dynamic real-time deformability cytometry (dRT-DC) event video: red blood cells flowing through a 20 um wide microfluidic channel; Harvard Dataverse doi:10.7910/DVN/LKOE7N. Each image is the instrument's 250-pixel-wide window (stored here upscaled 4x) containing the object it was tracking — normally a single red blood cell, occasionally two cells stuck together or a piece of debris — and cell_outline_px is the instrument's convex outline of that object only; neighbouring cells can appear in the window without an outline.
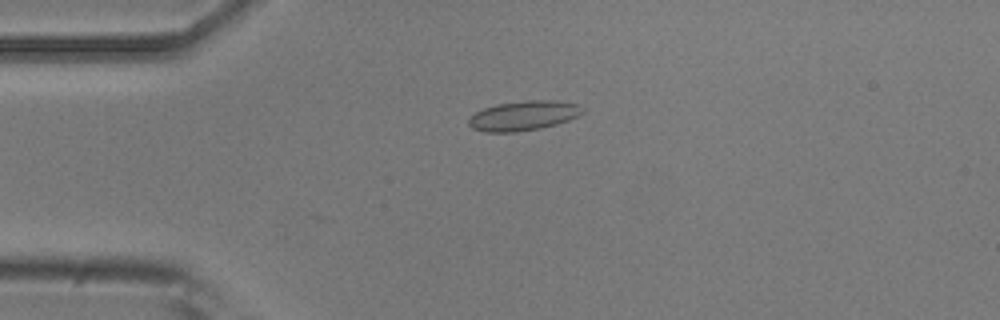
{"species": "common noctule bat (a hibernating species)", "species_latin": "Nyctalus noctula", "temperature_condition": "room temperature", "stored_images_in_passage": 11, "camera_frame_rate_fps": 3000, "um_per_image_px": 0.085, "animal": {"sex": "male", "body_mass_g": 20.5, "forearm_length_mm": 52.5}, "frame": {"image": 1, "passage_image": 1, "time_ms": 0.0, "image_size_px": [1000, 320], "cell_outline_px": [[584, 112], [580, 116], [556, 124], [540, 128], [516, 132], [484, 132], [472, 128], [468, 124], [468, 116], [484, 108], [496, 104], [524, 100], [556, 100], [576, 104], [584, 108]], "centroid_in_image_um": [44.49, 9.83], "position_along_channel_um": 40.5, "area_um2": 19.88}}
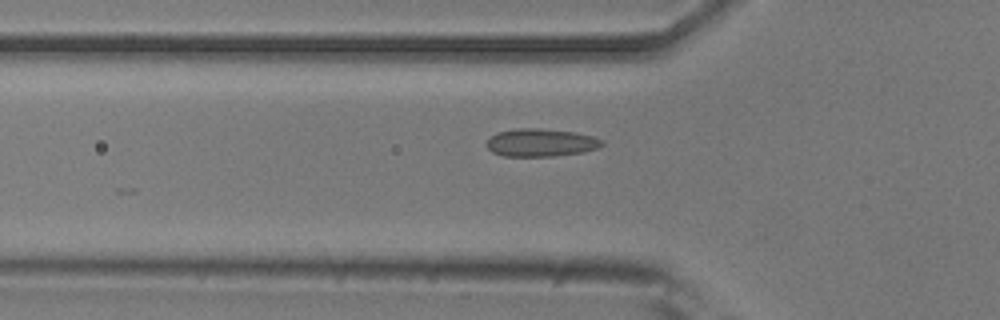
{"frame": {"image": 2, "passage_image": 6, "time_ms": 1.667, "image_size_px": [1000, 320], "cell_outline_px": [[604, 144], [596, 148], [584, 152], [552, 156], [504, 156], [492, 152], [488, 148], [488, 140], [496, 132], [516, 128], [540, 128], [572, 132], [592, 136], [604, 140]], "centroid_in_image_um": [45.97, 12.12], "position_along_channel_um": 79.8, "area_um2": 18.61}}
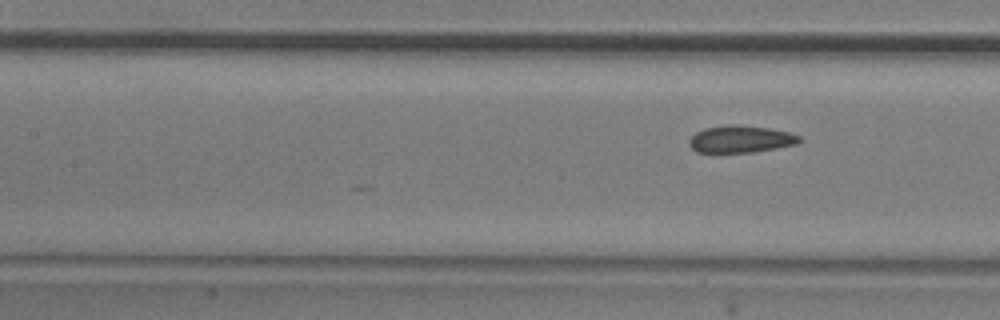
{"frame": {"image": 3, "passage_image": 11, "time_ms": 3.333, "image_size_px": [1000, 320], "cell_outline_px": [[804, 140], [796, 144], [776, 148], [752, 152], [696, 152], [688, 144], [688, 140], [696, 132], [704, 128], [728, 124], [736, 124], [772, 128], [788, 132], [800, 136]], "centroid_in_image_um": [62.96, 11.81], "position_along_channel_um": 144.4, "area_um2": 17.57}}